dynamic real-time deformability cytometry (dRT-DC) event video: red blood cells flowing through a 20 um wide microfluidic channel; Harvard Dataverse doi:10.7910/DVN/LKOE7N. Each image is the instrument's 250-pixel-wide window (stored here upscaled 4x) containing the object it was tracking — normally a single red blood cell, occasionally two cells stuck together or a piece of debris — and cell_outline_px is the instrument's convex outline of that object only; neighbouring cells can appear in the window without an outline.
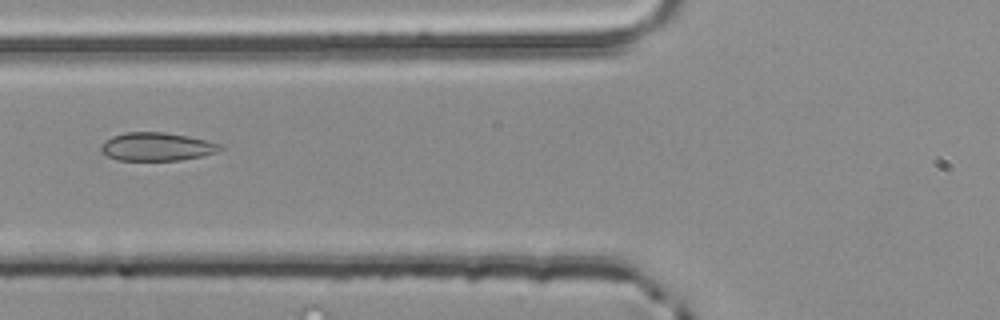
{"species": "common noctule bat (a hibernating species)", "species_latin": "Nyctalus noctula", "temperature_condition": "room temperature", "stored_images_in_passage": 4, "camera_frame_rate_fps": 3000, "um_per_image_px": 0.085, "animal": {"sex": "male", "body_mass_g": 20.4}, "frame": {"image": 1, "passage_image": 4, "time_ms": 1.0, "image_size_px": [1000, 320], "cell_outline_px": [[224, 148], [216, 152], [200, 156], [180, 160], [116, 160], [100, 152], [100, 148], [112, 136], [124, 132], [164, 132], [188, 136], [220, 144]], "centroid_in_image_um": [13.31, 12.47], "position_along_channel_um": 112.5, "area_um2": 19.42}}